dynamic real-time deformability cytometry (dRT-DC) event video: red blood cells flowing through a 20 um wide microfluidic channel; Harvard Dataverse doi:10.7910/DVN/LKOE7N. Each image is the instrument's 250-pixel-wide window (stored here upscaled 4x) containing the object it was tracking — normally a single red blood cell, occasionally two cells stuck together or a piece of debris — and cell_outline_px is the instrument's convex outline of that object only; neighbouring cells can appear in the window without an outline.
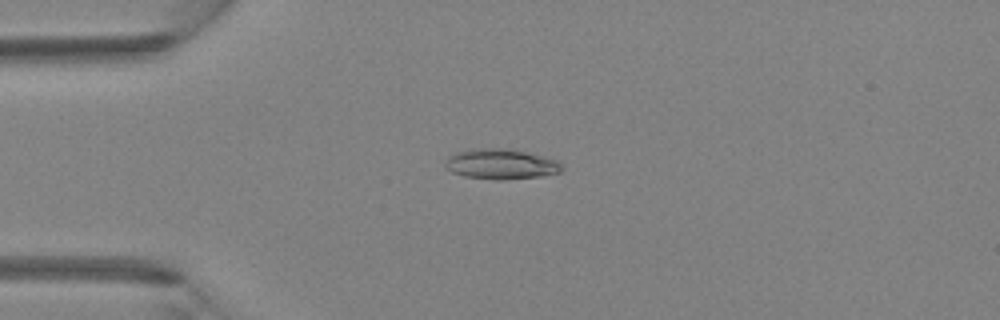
{"species": "Egyptian fruit bat (a non-hibernating species)", "species_latin": "Rousettus aegyptiacus", "temperature_condition": "room temperature", "stored_images_in_passage": 5, "camera_frame_rate_fps": 3000, "um_per_image_px": 0.085, "animal": {"sex": "female"}, "frame": {"image": 1, "passage_image": 3, "time_ms": 0.667, "image_size_px": [1000, 320], "cell_outline_px": [[564, 168], [560, 172], [544, 176], [500, 180], [496, 180], [464, 176], [452, 172], [444, 164], [444, 160], [448, 156], [456, 152], [472, 148], [508, 148], [544, 156], [556, 160]], "centroid_in_image_um": [42.57, 13.94], "position_along_channel_um": 42.4, "area_um2": 20.75}}
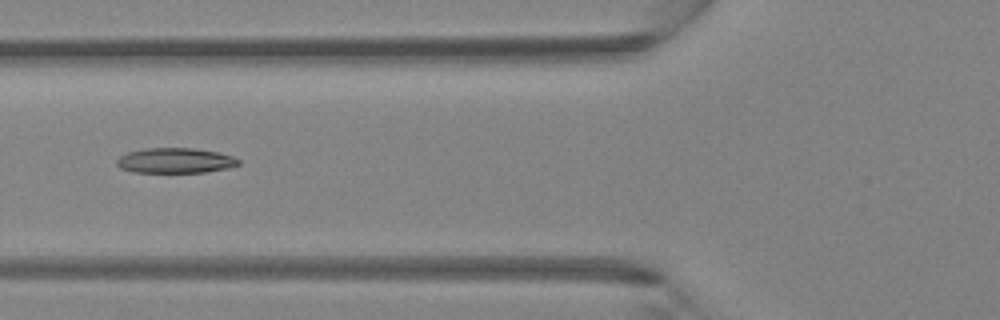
{"frame": {"image": 2, "passage_image": 5, "time_ms": 1.333, "image_size_px": [1000, 320], "cell_outline_px": [[240, 164], [228, 168], [208, 172], [132, 172], [120, 168], [116, 164], [116, 160], [120, 156], [128, 152], [144, 148], [192, 148], [216, 152], [232, 156], [240, 160]], "centroid_in_image_um": [14.88, 13.65], "position_along_channel_um": 110.9, "area_um2": 17.86}}